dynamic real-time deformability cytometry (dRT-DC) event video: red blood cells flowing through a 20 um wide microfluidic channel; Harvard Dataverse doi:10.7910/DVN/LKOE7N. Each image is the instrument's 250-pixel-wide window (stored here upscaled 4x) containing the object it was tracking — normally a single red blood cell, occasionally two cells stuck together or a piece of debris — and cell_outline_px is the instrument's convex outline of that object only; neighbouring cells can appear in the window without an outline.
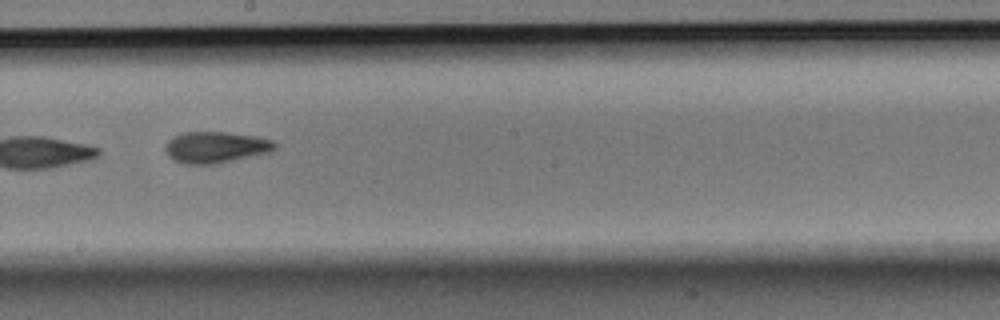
{"species": "Egyptian fruit bat (a non-hibernating species)", "species_latin": "Rousettus aegyptiacus", "temperature_condition": "room temperature", "stored_images_in_passage": 14, "camera_frame_rate_fps": 3000, "um_per_image_px": 0.085, "animal": {"sex": "male"}, "frame": {"image": 1, "passage_image": 8, "time_ms": 2.333, "image_size_px": [1000, 320], "cell_outline_px": [[276, 148], [272, 152], [216, 164], [184, 164], [172, 160], [168, 156], [164, 148], [164, 144], [172, 136], [184, 132], [228, 132], [256, 136], [272, 140], [276, 144]], "centroid_in_image_um": [18.31, 12.52], "position_along_channel_um": 229.9, "area_um2": 20.35}}
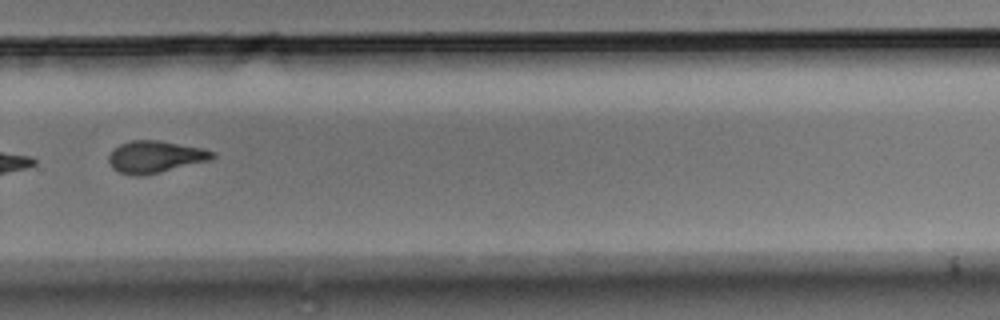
{"frame": {"image": 2, "passage_image": 10, "time_ms": 3.0, "image_size_px": [1000, 320], "cell_outline_px": [[216, 156], [208, 160], [144, 176], [132, 176], [120, 172], [112, 168], [108, 160], [108, 156], [120, 144], [132, 140], [160, 140], [204, 148], [216, 152]], "centroid_in_image_um": [13.2, 13.32], "position_along_channel_um": 316.6, "area_um2": 19.31}}